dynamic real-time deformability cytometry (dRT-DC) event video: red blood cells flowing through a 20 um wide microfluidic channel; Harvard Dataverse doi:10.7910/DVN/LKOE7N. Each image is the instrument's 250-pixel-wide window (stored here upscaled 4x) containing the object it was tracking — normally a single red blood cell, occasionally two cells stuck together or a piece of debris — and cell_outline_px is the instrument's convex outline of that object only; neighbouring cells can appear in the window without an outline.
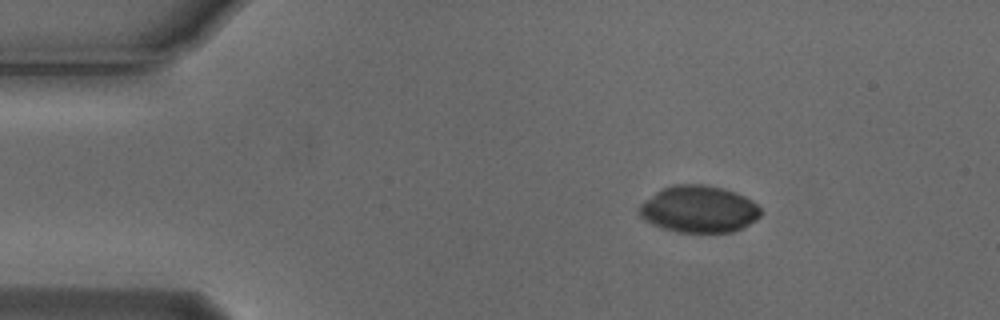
{"species": "Egyptian fruit bat (a non-hibernating species)", "species_latin": "Rousettus aegyptiacus", "temperature_condition": "cold", "stored_images_in_passage": 4, "camera_frame_rate_fps": 3000, "um_per_image_px": 0.085, "animal": {"sex": "male"}, "frame": {"image": 1, "passage_image": 2, "time_ms": 0.333, "image_size_px": [1000, 320], "cell_outline_px": [[760, 216], [756, 220], [732, 232], [676, 232], [660, 228], [644, 220], [640, 216], [640, 204], [644, 200], [656, 192], [664, 188], [676, 184], [704, 184], [736, 192], [752, 200], [760, 208]], "centroid_in_image_um": [59.39, 17.78], "position_along_channel_um": 25.6, "area_um2": 33.06}}